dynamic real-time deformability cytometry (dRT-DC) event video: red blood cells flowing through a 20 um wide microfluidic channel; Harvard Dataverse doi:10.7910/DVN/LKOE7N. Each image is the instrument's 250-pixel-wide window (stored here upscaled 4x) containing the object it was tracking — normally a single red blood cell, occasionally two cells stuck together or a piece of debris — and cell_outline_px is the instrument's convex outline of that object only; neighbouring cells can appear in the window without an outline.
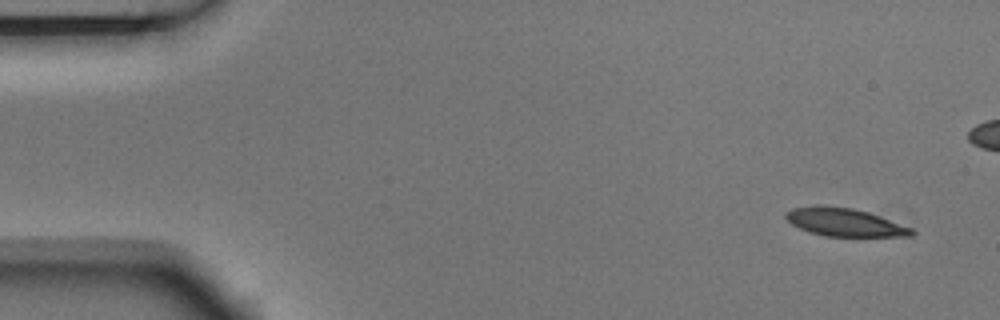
{"species": "Egyptian fruit bat (a non-hibernating species)", "species_latin": "Rousettus aegyptiacus", "temperature_condition": "room temperature", "stored_images_in_passage": 5, "camera_frame_rate_fps": 3000, "um_per_image_px": 0.085, "animal": {"sex": "male"}, "frame": {"image": 1, "passage_image": 1, "time_ms": 0.0, "image_size_px": [1000, 320], "cell_outline_px": [[916, 232], [912, 236], [824, 236], [808, 232], [792, 224], [784, 216], [784, 212], [792, 208], [816, 204], [824, 204], [852, 208], [868, 212], [912, 228]], "centroid_in_image_um": [71.73, 18.87], "position_along_channel_um": 13.3, "area_um2": 20.75}}